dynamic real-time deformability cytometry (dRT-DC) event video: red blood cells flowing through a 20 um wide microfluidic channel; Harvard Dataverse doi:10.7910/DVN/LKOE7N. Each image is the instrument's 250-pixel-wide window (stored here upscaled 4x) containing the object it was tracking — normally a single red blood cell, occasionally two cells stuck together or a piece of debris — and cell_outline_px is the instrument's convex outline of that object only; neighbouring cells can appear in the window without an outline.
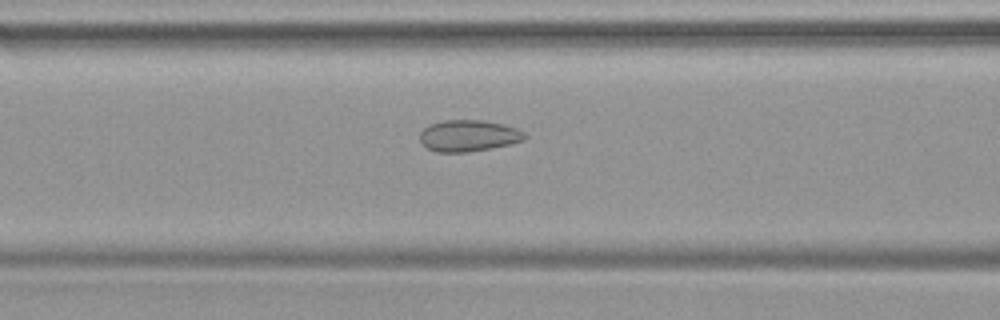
{"species": "common noctule bat (a hibernating species)", "species_latin": "Nyctalus noctula", "temperature_condition": "warm", "stored_images_in_passage": 15, "camera_frame_rate_fps": 3000, "um_per_image_px": 0.085, "animal": {"sex": "female", "body_mass_g": 19.9}, "frame": {"image": 1, "passage_image": 13, "time_ms": 4.0, "image_size_px": [1000, 320], "cell_outline_px": [[528, 136], [524, 140], [512, 144], [492, 148], [468, 152], [436, 152], [428, 148], [420, 140], [420, 132], [428, 124], [444, 120], [480, 120], [504, 124], [516, 128], [524, 132]], "centroid_in_image_um": [39.84, 11.53], "position_along_channel_um": 126.8, "area_um2": 19.36}}